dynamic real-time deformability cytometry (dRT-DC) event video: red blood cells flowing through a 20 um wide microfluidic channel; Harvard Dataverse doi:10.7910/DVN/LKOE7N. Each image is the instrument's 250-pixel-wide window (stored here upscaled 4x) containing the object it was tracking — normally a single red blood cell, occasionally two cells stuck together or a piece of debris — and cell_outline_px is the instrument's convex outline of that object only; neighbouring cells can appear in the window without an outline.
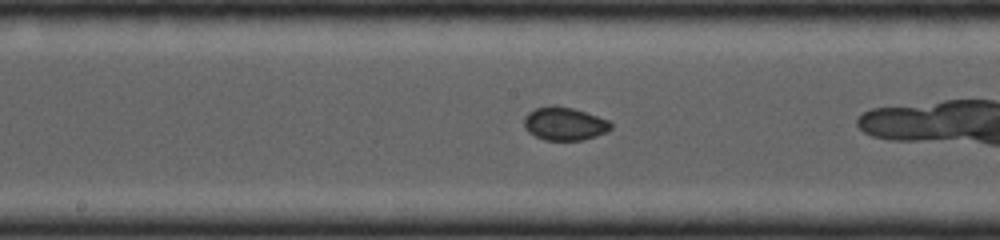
{"species": "common noctule bat (a hibernating species)", "species_latin": "Nyctalus noctula", "temperature_condition": "cold", "stored_images_in_passage": 27, "camera_frame_rate_fps": 4000, "um_per_image_px": 0.085, "animal": {"sex": "female", "body_mass_g": 19.0, "forearm_length_mm": 53.3}, "frame": {"image": 1, "passage_image": 12, "time_ms": 2.75, "image_size_px": [1000, 240], "cell_outline_px": [[612, 128], [608, 132], [596, 136], [580, 140], [544, 140], [528, 132], [524, 128], [524, 116], [528, 112], [536, 108], [572, 108], [608, 120], [612, 124]], "centroid_in_image_um": [47.99, 10.56], "position_along_channel_um": 200.2, "area_um2": 16.3}}